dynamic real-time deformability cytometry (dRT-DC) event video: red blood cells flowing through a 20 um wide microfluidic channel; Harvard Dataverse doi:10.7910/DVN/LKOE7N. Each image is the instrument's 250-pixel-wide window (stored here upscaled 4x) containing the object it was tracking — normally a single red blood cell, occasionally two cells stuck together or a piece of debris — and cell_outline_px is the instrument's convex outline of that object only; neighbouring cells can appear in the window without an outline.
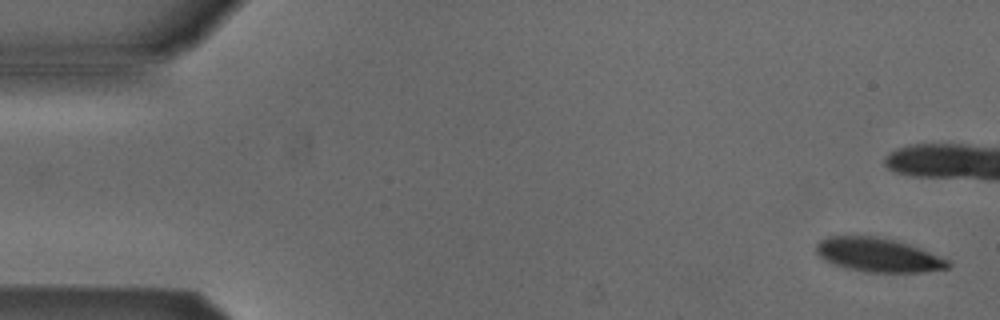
{"species": "Egyptian fruit bat (a non-hibernating species)", "species_latin": "Rousettus aegyptiacus", "temperature_condition": "cold", "stored_images_in_passage": 3, "camera_frame_rate_fps": 3000, "um_per_image_px": 0.085, "animal": {"sex": "male"}, "frame": {"image": 1, "passage_image": 1, "time_ms": 0.0, "image_size_px": [1000, 320], "cell_outline_px": [[952, 264], [948, 268], [924, 272], [864, 272], [844, 268], [832, 264], [824, 260], [816, 252], [816, 244], [820, 240], [828, 236], [872, 236], [892, 240], [908, 244], [920, 248], [948, 260]], "centroid_in_image_um": [74.61, 21.68], "position_along_channel_um": 10.4, "area_um2": 26.01}}